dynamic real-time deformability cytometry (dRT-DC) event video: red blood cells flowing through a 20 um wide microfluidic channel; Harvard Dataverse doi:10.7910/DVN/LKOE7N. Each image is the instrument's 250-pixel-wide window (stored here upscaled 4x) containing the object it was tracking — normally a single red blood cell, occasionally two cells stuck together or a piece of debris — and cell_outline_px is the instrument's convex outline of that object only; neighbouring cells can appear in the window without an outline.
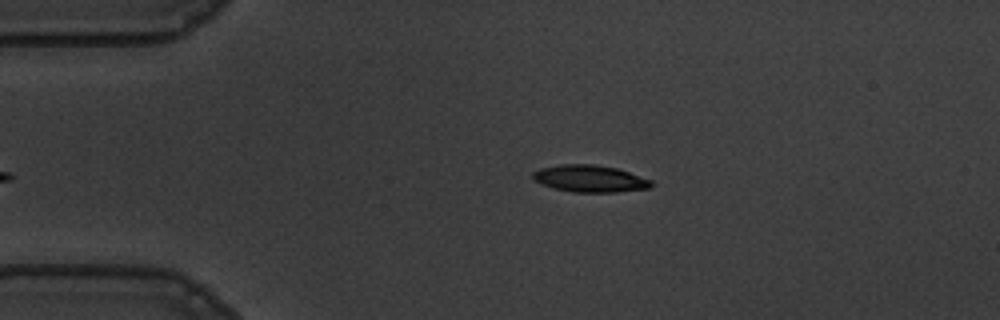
{"species": "common noctule bat (a hibernating species)", "species_latin": "Nyctalus noctula", "temperature_condition": "warm", "stored_images_in_passage": 7, "camera_frame_rate_fps": 3000, "um_per_image_px": 0.085, "animal": {"sex": "male", "body_mass_g": 19.5, "forearm_length_mm": 54.6}, "frame": {"image": 1, "passage_image": 2, "time_ms": 0.333, "image_size_px": [1000, 320], "cell_outline_px": [[652, 188], [616, 192], [572, 192], [552, 188], [540, 184], [532, 180], [532, 172], [540, 168], [560, 164], [596, 164], [616, 168], [652, 180]], "centroid_in_image_um": [50.1, 15.18], "position_along_channel_um": 34.9, "area_um2": 18.84}}